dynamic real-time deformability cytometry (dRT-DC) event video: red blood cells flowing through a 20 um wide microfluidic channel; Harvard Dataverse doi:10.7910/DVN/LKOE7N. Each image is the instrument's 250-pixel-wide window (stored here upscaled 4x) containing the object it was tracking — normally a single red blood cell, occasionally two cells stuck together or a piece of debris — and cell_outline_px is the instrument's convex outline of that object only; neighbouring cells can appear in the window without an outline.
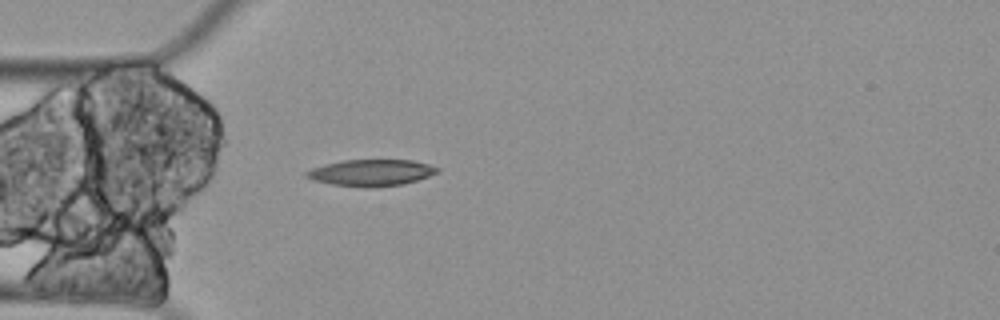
{"species": "Egyptian fruit bat (a non-hibernating species)", "species_latin": "Rousettus aegyptiacus", "temperature_condition": "cold", "stored_images_in_passage": 43, "camera_frame_rate_fps": 3000, "um_per_image_px": 0.085, "animal": {"sex": "female"}, "frame": {"image": 1, "passage_image": 1, "time_ms": 0.0, "image_size_px": [1000, 320], "cell_outline_px": [[440, 172], [404, 184], [376, 188], [332, 184], [312, 180], [304, 176], [304, 172], [312, 168], [324, 164], [344, 160], [412, 160], [428, 164], [440, 168]], "centroid_in_image_um": [31.55, 14.68], "position_along_channel_um": 53.5, "area_um2": 20.29}}
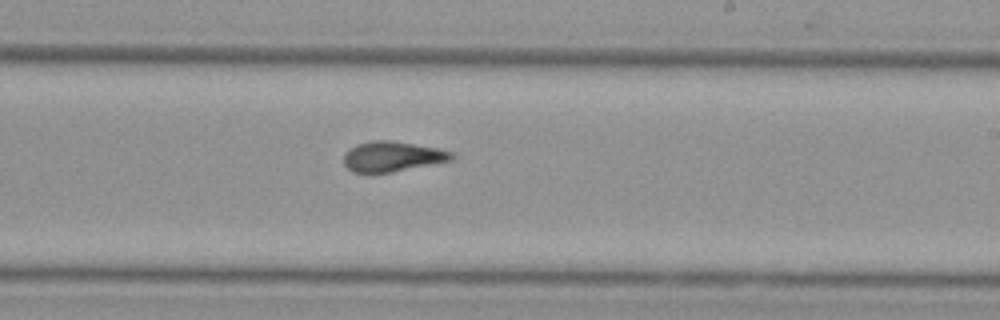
{"frame": {"image": 2, "passage_image": 19, "time_ms": 6.0, "image_size_px": [1000, 320], "cell_outline_px": [[456, 156], [452, 160], [392, 172], [352, 172], [344, 164], [344, 152], [356, 144], [372, 140], [392, 140], [436, 148], [456, 152]], "centroid_in_image_um": [33.36, 13.29], "position_along_channel_um": 255.6, "area_um2": 19.02}}
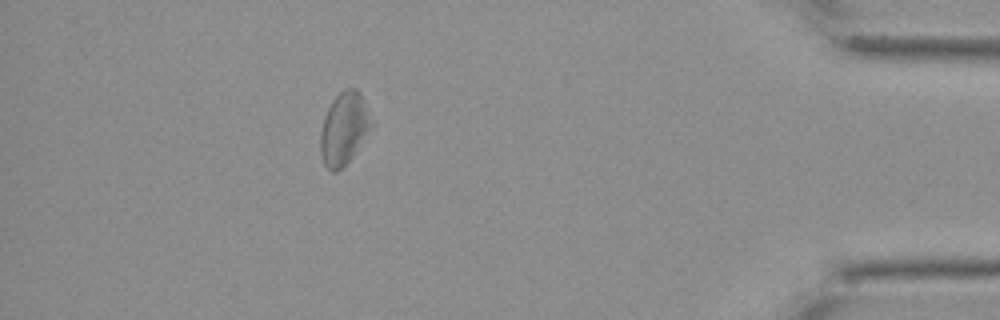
{"frame": {"image": 3, "passage_image": 37, "time_ms": 12.0, "image_size_px": [1000, 320], "cell_outline_px": [[368, 124], [356, 148], [348, 160], [336, 172], [332, 172], [324, 164], [320, 152], [320, 132], [324, 116], [332, 100], [344, 88], [356, 88], [360, 92], [368, 120]], "centroid_in_image_um": [29.11, 10.91], "position_along_channel_um": 406.1, "area_um2": 20.0}, "authors_computed_cell_mechanics": {"area_um2": 19.5942, "velocity_mm_per_s": 3.3114, "shape_relaxation_time_tau1_ms": null, "shape_relaxation_time_tau2_ms": 3.2816, "deformation_change_tau1": null, "deformation_change_tau2": 0.1184}}